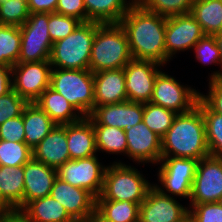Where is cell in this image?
Listing matches in <instances>:
<instances>
[{
    "label": "cell",
    "instance_id": "cell-7",
    "mask_svg": "<svg viewBox=\"0 0 222 222\" xmlns=\"http://www.w3.org/2000/svg\"><path fill=\"white\" fill-rule=\"evenodd\" d=\"M18 63L50 60L53 42L48 32V13H32L20 26Z\"/></svg>",
    "mask_w": 222,
    "mask_h": 222
},
{
    "label": "cell",
    "instance_id": "cell-31",
    "mask_svg": "<svg viewBox=\"0 0 222 222\" xmlns=\"http://www.w3.org/2000/svg\"><path fill=\"white\" fill-rule=\"evenodd\" d=\"M20 46V27L0 25V65L12 67L17 64Z\"/></svg>",
    "mask_w": 222,
    "mask_h": 222
},
{
    "label": "cell",
    "instance_id": "cell-38",
    "mask_svg": "<svg viewBox=\"0 0 222 222\" xmlns=\"http://www.w3.org/2000/svg\"><path fill=\"white\" fill-rule=\"evenodd\" d=\"M27 104L28 102L13 89L0 96V125L8 119L22 115Z\"/></svg>",
    "mask_w": 222,
    "mask_h": 222
},
{
    "label": "cell",
    "instance_id": "cell-12",
    "mask_svg": "<svg viewBox=\"0 0 222 222\" xmlns=\"http://www.w3.org/2000/svg\"><path fill=\"white\" fill-rule=\"evenodd\" d=\"M199 160L181 157H161L158 178L162 187L184 198L191 197L192 184Z\"/></svg>",
    "mask_w": 222,
    "mask_h": 222
},
{
    "label": "cell",
    "instance_id": "cell-23",
    "mask_svg": "<svg viewBox=\"0 0 222 222\" xmlns=\"http://www.w3.org/2000/svg\"><path fill=\"white\" fill-rule=\"evenodd\" d=\"M34 103L57 125L70 124L83 117L60 93L50 87L44 90Z\"/></svg>",
    "mask_w": 222,
    "mask_h": 222
},
{
    "label": "cell",
    "instance_id": "cell-46",
    "mask_svg": "<svg viewBox=\"0 0 222 222\" xmlns=\"http://www.w3.org/2000/svg\"><path fill=\"white\" fill-rule=\"evenodd\" d=\"M0 222H31L21 210H13L0 216Z\"/></svg>",
    "mask_w": 222,
    "mask_h": 222
},
{
    "label": "cell",
    "instance_id": "cell-37",
    "mask_svg": "<svg viewBox=\"0 0 222 222\" xmlns=\"http://www.w3.org/2000/svg\"><path fill=\"white\" fill-rule=\"evenodd\" d=\"M80 23V20L71 16L48 13V32L51 41L54 43L66 38Z\"/></svg>",
    "mask_w": 222,
    "mask_h": 222
},
{
    "label": "cell",
    "instance_id": "cell-50",
    "mask_svg": "<svg viewBox=\"0 0 222 222\" xmlns=\"http://www.w3.org/2000/svg\"><path fill=\"white\" fill-rule=\"evenodd\" d=\"M179 222H195V220L190 214H188L182 220H180Z\"/></svg>",
    "mask_w": 222,
    "mask_h": 222
},
{
    "label": "cell",
    "instance_id": "cell-5",
    "mask_svg": "<svg viewBox=\"0 0 222 222\" xmlns=\"http://www.w3.org/2000/svg\"><path fill=\"white\" fill-rule=\"evenodd\" d=\"M50 88L60 93L83 117H88L94 109V77L89 69H52Z\"/></svg>",
    "mask_w": 222,
    "mask_h": 222
},
{
    "label": "cell",
    "instance_id": "cell-33",
    "mask_svg": "<svg viewBox=\"0 0 222 222\" xmlns=\"http://www.w3.org/2000/svg\"><path fill=\"white\" fill-rule=\"evenodd\" d=\"M177 113L172 110L152 104L151 102L143 103V122L145 125L161 138L172 126L173 120Z\"/></svg>",
    "mask_w": 222,
    "mask_h": 222
},
{
    "label": "cell",
    "instance_id": "cell-27",
    "mask_svg": "<svg viewBox=\"0 0 222 222\" xmlns=\"http://www.w3.org/2000/svg\"><path fill=\"white\" fill-rule=\"evenodd\" d=\"M0 191L15 209H23L24 165L0 166Z\"/></svg>",
    "mask_w": 222,
    "mask_h": 222
},
{
    "label": "cell",
    "instance_id": "cell-2",
    "mask_svg": "<svg viewBox=\"0 0 222 222\" xmlns=\"http://www.w3.org/2000/svg\"><path fill=\"white\" fill-rule=\"evenodd\" d=\"M161 157L200 160L210 155L206 141L203 113L196 105L186 113L177 114L172 126L161 138Z\"/></svg>",
    "mask_w": 222,
    "mask_h": 222
},
{
    "label": "cell",
    "instance_id": "cell-18",
    "mask_svg": "<svg viewBox=\"0 0 222 222\" xmlns=\"http://www.w3.org/2000/svg\"><path fill=\"white\" fill-rule=\"evenodd\" d=\"M124 131L128 157L139 163H158L161 160V137L151 131L143 121Z\"/></svg>",
    "mask_w": 222,
    "mask_h": 222
},
{
    "label": "cell",
    "instance_id": "cell-34",
    "mask_svg": "<svg viewBox=\"0 0 222 222\" xmlns=\"http://www.w3.org/2000/svg\"><path fill=\"white\" fill-rule=\"evenodd\" d=\"M32 158V149L25 142L0 139V166H23Z\"/></svg>",
    "mask_w": 222,
    "mask_h": 222
},
{
    "label": "cell",
    "instance_id": "cell-9",
    "mask_svg": "<svg viewBox=\"0 0 222 222\" xmlns=\"http://www.w3.org/2000/svg\"><path fill=\"white\" fill-rule=\"evenodd\" d=\"M106 168L94 155L65 162L57 169V177L72 186L86 189L97 198L103 190Z\"/></svg>",
    "mask_w": 222,
    "mask_h": 222
},
{
    "label": "cell",
    "instance_id": "cell-24",
    "mask_svg": "<svg viewBox=\"0 0 222 222\" xmlns=\"http://www.w3.org/2000/svg\"><path fill=\"white\" fill-rule=\"evenodd\" d=\"M25 143L33 149L57 125L36 103L23 110Z\"/></svg>",
    "mask_w": 222,
    "mask_h": 222
},
{
    "label": "cell",
    "instance_id": "cell-1",
    "mask_svg": "<svg viewBox=\"0 0 222 222\" xmlns=\"http://www.w3.org/2000/svg\"><path fill=\"white\" fill-rule=\"evenodd\" d=\"M166 18L146 10L137 1L121 18L133 59L152 60L164 65L169 61L165 49Z\"/></svg>",
    "mask_w": 222,
    "mask_h": 222
},
{
    "label": "cell",
    "instance_id": "cell-29",
    "mask_svg": "<svg viewBox=\"0 0 222 222\" xmlns=\"http://www.w3.org/2000/svg\"><path fill=\"white\" fill-rule=\"evenodd\" d=\"M96 211L110 222H139V204L131 201L96 200Z\"/></svg>",
    "mask_w": 222,
    "mask_h": 222
},
{
    "label": "cell",
    "instance_id": "cell-41",
    "mask_svg": "<svg viewBox=\"0 0 222 222\" xmlns=\"http://www.w3.org/2000/svg\"><path fill=\"white\" fill-rule=\"evenodd\" d=\"M0 139L13 142H25V132L22 115L8 119L0 125Z\"/></svg>",
    "mask_w": 222,
    "mask_h": 222
},
{
    "label": "cell",
    "instance_id": "cell-43",
    "mask_svg": "<svg viewBox=\"0 0 222 222\" xmlns=\"http://www.w3.org/2000/svg\"><path fill=\"white\" fill-rule=\"evenodd\" d=\"M55 13L74 17L86 22L84 0H58Z\"/></svg>",
    "mask_w": 222,
    "mask_h": 222
},
{
    "label": "cell",
    "instance_id": "cell-16",
    "mask_svg": "<svg viewBox=\"0 0 222 222\" xmlns=\"http://www.w3.org/2000/svg\"><path fill=\"white\" fill-rule=\"evenodd\" d=\"M50 196L62 204L76 222H84L96 210V197L92 193L72 186L59 177L54 181Z\"/></svg>",
    "mask_w": 222,
    "mask_h": 222
},
{
    "label": "cell",
    "instance_id": "cell-35",
    "mask_svg": "<svg viewBox=\"0 0 222 222\" xmlns=\"http://www.w3.org/2000/svg\"><path fill=\"white\" fill-rule=\"evenodd\" d=\"M137 2L150 12L170 17L190 13L195 0H138Z\"/></svg>",
    "mask_w": 222,
    "mask_h": 222
},
{
    "label": "cell",
    "instance_id": "cell-30",
    "mask_svg": "<svg viewBox=\"0 0 222 222\" xmlns=\"http://www.w3.org/2000/svg\"><path fill=\"white\" fill-rule=\"evenodd\" d=\"M196 105L203 113L209 153L214 157H222V115L213 112L199 98Z\"/></svg>",
    "mask_w": 222,
    "mask_h": 222
},
{
    "label": "cell",
    "instance_id": "cell-42",
    "mask_svg": "<svg viewBox=\"0 0 222 222\" xmlns=\"http://www.w3.org/2000/svg\"><path fill=\"white\" fill-rule=\"evenodd\" d=\"M209 93H199V99L213 112L222 115V80L209 81Z\"/></svg>",
    "mask_w": 222,
    "mask_h": 222
},
{
    "label": "cell",
    "instance_id": "cell-49",
    "mask_svg": "<svg viewBox=\"0 0 222 222\" xmlns=\"http://www.w3.org/2000/svg\"><path fill=\"white\" fill-rule=\"evenodd\" d=\"M84 222H110L101 216L96 210L92 212Z\"/></svg>",
    "mask_w": 222,
    "mask_h": 222
},
{
    "label": "cell",
    "instance_id": "cell-32",
    "mask_svg": "<svg viewBox=\"0 0 222 222\" xmlns=\"http://www.w3.org/2000/svg\"><path fill=\"white\" fill-rule=\"evenodd\" d=\"M96 134L97 151L102 150L108 153H127V141L125 131L120 128L93 125Z\"/></svg>",
    "mask_w": 222,
    "mask_h": 222
},
{
    "label": "cell",
    "instance_id": "cell-40",
    "mask_svg": "<svg viewBox=\"0 0 222 222\" xmlns=\"http://www.w3.org/2000/svg\"><path fill=\"white\" fill-rule=\"evenodd\" d=\"M191 206L192 210H189V214L195 222H222L221 202L191 204Z\"/></svg>",
    "mask_w": 222,
    "mask_h": 222
},
{
    "label": "cell",
    "instance_id": "cell-10",
    "mask_svg": "<svg viewBox=\"0 0 222 222\" xmlns=\"http://www.w3.org/2000/svg\"><path fill=\"white\" fill-rule=\"evenodd\" d=\"M199 98V92L177 82L174 77L160 71L155 78L150 102L177 114L190 111Z\"/></svg>",
    "mask_w": 222,
    "mask_h": 222
},
{
    "label": "cell",
    "instance_id": "cell-36",
    "mask_svg": "<svg viewBox=\"0 0 222 222\" xmlns=\"http://www.w3.org/2000/svg\"><path fill=\"white\" fill-rule=\"evenodd\" d=\"M29 16L27 0H8L0 4V25L20 27Z\"/></svg>",
    "mask_w": 222,
    "mask_h": 222
},
{
    "label": "cell",
    "instance_id": "cell-19",
    "mask_svg": "<svg viewBox=\"0 0 222 222\" xmlns=\"http://www.w3.org/2000/svg\"><path fill=\"white\" fill-rule=\"evenodd\" d=\"M57 169L31 158L24 164L23 208L35 199L50 195Z\"/></svg>",
    "mask_w": 222,
    "mask_h": 222
},
{
    "label": "cell",
    "instance_id": "cell-39",
    "mask_svg": "<svg viewBox=\"0 0 222 222\" xmlns=\"http://www.w3.org/2000/svg\"><path fill=\"white\" fill-rule=\"evenodd\" d=\"M195 49L196 59L203 64H221V57L214 35H204L192 48Z\"/></svg>",
    "mask_w": 222,
    "mask_h": 222
},
{
    "label": "cell",
    "instance_id": "cell-15",
    "mask_svg": "<svg viewBox=\"0 0 222 222\" xmlns=\"http://www.w3.org/2000/svg\"><path fill=\"white\" fill-rule=\"evenodd\" d=\"M201 25L191 13L166 18L165 49L169 59L177 51L191 49L204 36Z\"/></svg>",
    "mask_w": 222,
    "mask_h": 222
},
{
    "label": "cell",
    "instance_id": "cell-28",
    "mask_svg": "<svg viewBox=\"0 0 222 222\" xmlns=\"http://www.w3.org/2000/svg\"><path fill=\"white\" fill-rule=\"evenodd\" d=\"M190 13L205 35L221 33L222 0H195Z\"/></svg>",
    "mask_w": 222,
    "mask_h": 222
},
{
    "label": "cell",
    "instance_id": "cell-44",
    "mask_svg": "<svg viewBox=\"0 0 222 222\" xmlns=\"http://www.w3.org/2000/svg\"><path fill=\"white\" fill-rule=\"evenodd\" d=\"M30 14L55 13L58 0H27Z\"/></svg>",
    "mask_w": 222,
    "mask_h": 222
},
{
    "label": "cell",
    "instance_id": "cell-8",
    "mask_svg": "<svg viewBox=\"0 0 222 222\" xmlns=\"http://www.w3.org/2000/svg\"><path fill=\"white\" fill-rule=\"evenodd\" d=\"M50 60L17 63L11 67L12 89L28 103L35 102L50 87Z\"/></svg>",
    "mask_w": 222,
    "mask_h": 222
},
{
    "label": "cell",
    "instance_id": "cell-17",
    "mask_svg": "<svg viewBox=\"0 0 222 222\" xmlns=\"http://www.w3.org/2000/svg\"><path fill=\"white\" fill-rule=\"evenodd\" d=\"M93 125H105L129 130L143 120V103L125 101L122 103L100 105L90 115Z\"/></svg>",
    "mask_w": 222,
    "mask_h": 222
},
{
    "label": "cell",
    "instance_id": "cell-14",
    "mask_svg": "<svg viewBox=\"0 0 222 222\" xmlns=\"http://www.w3.org/2000/svg\"><path fill=\"white\" fill-rule=\"evenodd\" d=\"M162 66L152 60H130L123 68L128 101L150 102L154 81Z\"/></svg>",
    "mask_w": 222,
    "mask_h": 222
},
{
    "label": "cell",
    "instance_id": "cell-20",
    "mask_svg": "<svg viewBox=\"0 0 222 222\" xmlns=\"http://www.w3.org/2000/svg\"><path fill=\"white\" fill-rule=\"evenodd\" d=\"M32 158L58 169L70 160L66 124L56 125L54 129L45 136L33 149Z\"/></svg>",
    "mask_w": 222,
    "mask_h": 222
},
{
    "label": "cell",
    "instance_id": "cell-13",
    "mask_svg": "<svg viewBox=\"0 0 222 222\" xmlns=\"http://www.w3.org/2000/svg\"><path fill=\"white\" fill-rule=\"evenodd\" d=\"M189 210L164 192L162 187L153 185L139 205V222H179Z\"/></svg>",
    "mask_w": 222,
    "mask_h": 222
},
{
    "label": "cell",
    "instance_id": "cell-11",
    "mask_svg": "<svg viewBox=\"0 0 222 222\" xmlns=\"http://www.w3.org/2000/svg\"><path fill=\"white\" fill-rule=\"evenodd\" d=\"M222 199V157L207 156L198 161L191 204L220 202Z\"/></svg>",
    "mask_w": 222,
    "mask_h": 222
},
{
    "label": "cell",
    "instance_id": "cell-45",
    "mask_svg": "<svg viewBox=\"0 0 222 222\" xmlns=\"http://www.w3.org/2000/svg\"><path fill=\"white\" fill-rule=\"evenodd\" d=\"M11 67L0 65V96L12 90Z\"/></svg>",
    "mask_w": 222,
    "mask_h": 222
},
{
    "label": "cell",
    "instance_id": "cell-48",
    "mask_svg": "<svg viewBox=\"0 0 222 222\" xmlns=\"http://www.w3.org/2000/svg\"><path fill=\"white\" fill-rule=\"evenodd\" d=\"M13 210H15V208L3 197L0 191V216Z\"/></svg>",
    "mask_w": 222,
    "mask_h": 222
},
{
    "label": "cell",
    "instance_id": "cell-47",
    "mask_svg": "<svg viewBox=\"0 0 222 222\" xmlns=\"http://www.w3.org/2000/svg\"><path fill=\"white\" fill-rule=\"evenodd\" d=\"M214 37L220 51V57L222 63V33H217L214 35ZM212 80H222V72L216 71L213 74H211L210 81Z\"/></svg>",
    "mask_w": 222,
    "mask_h": 222
},
{
    "label": "cell",
    "instance_id": "cell-25",
    "mask_svg": "<svg viewBox=\"0 0 222 222\" xmlns=\"http://www.w3.org/2000/svg\"><path fill=\"white\" fill-rule=\"evenodd\" d=\"M84 0L86 22L119 23L135 0Z\"/></svg>",
    "mask_w": 222,
    "mask_h": 222
},
{
    "label": "cell",
    "instance_id": "cell-21",
    "mask_svg": "<svg viewBox=\"0 0 222 222\" xmlns=\"http://www.w3.org/2000/svg\"><path fill=\"white\" fill-rule=\"evenodd\" d=\"M94 108L128 101L123 68L93 73Z\"/></svg>",
    "mask_w": 222,
    "mask_h": 222
},
{
    "label": "cell",
    "instance_id": "cell-4",
    "mask_svg": "<svg viewBox=\"0 0 222 222\" xmlns=\"http://www.w3.org/2000/svg\"><path fill=\"white\" fill-rule=\"evenodd\" d=\"M97 22H81L66 38L53 43L50 64L61 69H89Z\"/></svg>",
    "mask_w": 222,
    "mask_h": 222
},
{
    "label": "cell",
    "instance_id": "cell-26",
    "mask_svg": "<svg viewBox=\"0 0 222 222\" xmlns=\"http://www.w3.org/2000/svg\"><path fill=\"white\" fill-rule=\"evenodd\" d=\"M21 211L31 222H76L50 195L30 201Z\"/></svg>",
    "mask_w": 222,
    "mask_h": 222
},
{
    "label": "cell",
    "instance_id": "cell-3",
    "mask_svg": "<svg viewBox=\"0 0 222 222\" xmlns=\"http://www.w3.org/2000/svg\"><path fill=\"white\" fill-rule=\"evenodd\" d=\"M132 59L126 32L120 23L97 22L89 70L96 73L121 69Z\"/></svg>",
    "mask_w": 222,
    "mask_h": 222
},
{
    "label": "cell",
    "instance_id": "cell-22",
    "mask_svg": "<svg viewBox=\"0 0 222 222\" xmlns=\"http://www.w3.org/2000/svg\"><path fill=\"white\" fill-rule=\"evenodd\" d=\"M66 137L70 160L96 155V134L89 117L66 124Z\"/></svg>",
    "mask_w": 222,
    "mask_h": 222
},
{
    "label": "cell",
    "instance_id": "cell-6",
    "mask_svg": "<svg viewBox=\"0 0 222 222\" xmlns=\"http://www.w3.org/2000/svg\"><path fill=\"white\" fill-rule=\"evenodd\" d=\"M152 186L136 168L115 162L107 166L103 190L96 200H127L140 205Z\"/></svg>",
    "mask_w": 222,
    "mask_h": 222
},
{
    "label": "cell",
    "instance_id": "cell-51",
    "mask_svg": "<svg viewBox=\"0 0 222 222\" xmlns=\"http://www.w3.org/2000/svg\"><path fill=\"white\" fill-rule=\"evenodd\" d=\"M6 1H8V0H0V4L5 3Z\"/></svg>",
    "mask_w": 222,
    "mask_h": 222
}]
</instances>
